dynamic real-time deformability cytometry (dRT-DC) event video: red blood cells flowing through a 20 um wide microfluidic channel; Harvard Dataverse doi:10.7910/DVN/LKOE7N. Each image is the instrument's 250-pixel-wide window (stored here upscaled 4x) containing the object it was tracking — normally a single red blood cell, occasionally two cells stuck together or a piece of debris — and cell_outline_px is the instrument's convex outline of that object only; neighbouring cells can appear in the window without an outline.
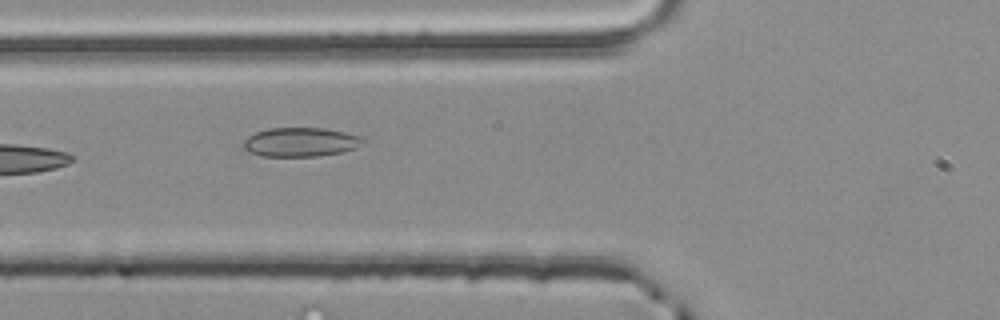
{"species": "common noctule bat (a hibernating species)", "species_latin": "Nyctalus noctula", "temperature_condition": "room temperature", "stored_images_in_passage": 5, "camera_frame_rate_fps": 3000, "um_per_image_px": 0.085, "animal": {"sex": "male", "body_mass_g": 20.4}, "frame": {"image": 1, "passage_image": 5, "time_ms": 1.333, "image_size_px": [1000, 320], "cell_outline_px": [[368, 140], [364, 144], [356, 148], [340, 152], [316, 156], [264, 156], [248, 152], [244, 148], [244, 140], [248, 136], [256, 132], [268, 128], [324, 128], [344, 132], [360, 136]], "centroid_in_image_um": [25.58, 12.07], "position_along_channel_um": 100.2, "area_um2": 20.29}}